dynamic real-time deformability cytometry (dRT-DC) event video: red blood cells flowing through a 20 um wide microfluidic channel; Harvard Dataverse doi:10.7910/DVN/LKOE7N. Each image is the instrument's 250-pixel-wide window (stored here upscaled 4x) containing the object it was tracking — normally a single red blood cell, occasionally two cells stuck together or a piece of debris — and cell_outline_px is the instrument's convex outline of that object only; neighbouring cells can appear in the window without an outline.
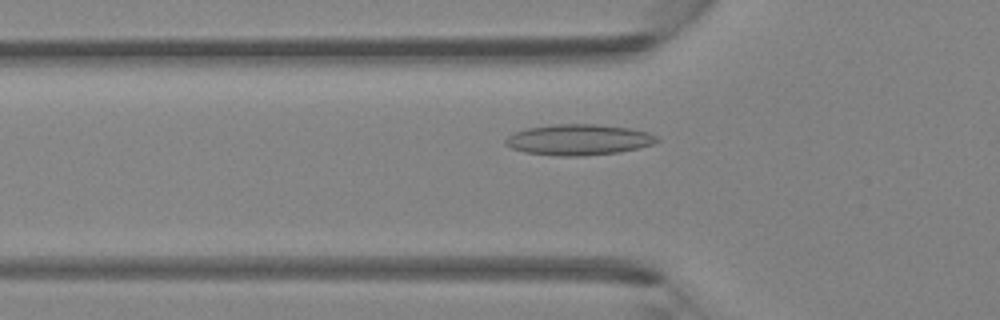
{"species": "Egyptian fruit bat (a non-hibernating species)", "species_latin": "Rousettus aegyptiacus", "temperature_condition": "room temperature", "stored_images_in_passage": 46, "camera_frame_rate_fps": 3000, "um_per_image_px": 0.085, "animal": {"sex": "female"}, "frame": {"image": 1, "passage_image": 16, "time_ms": 5.0, "image_size_px": [1000, 320], "cell_outline_px": [[660, 140], [652, 144], [620, 152], [580, 156], [560, 156], [524, 152], [512, 148], [504, 144], [504, 140], [508, 136], [516, 132], [528, 128], [556, 124], [596, 124], [628, 128], [648, 132], [656, 136]], "centroid_in_image_um": [49.17, 11.88], "position_along_channel_um": 76.6, "area_um2": 26.99}}
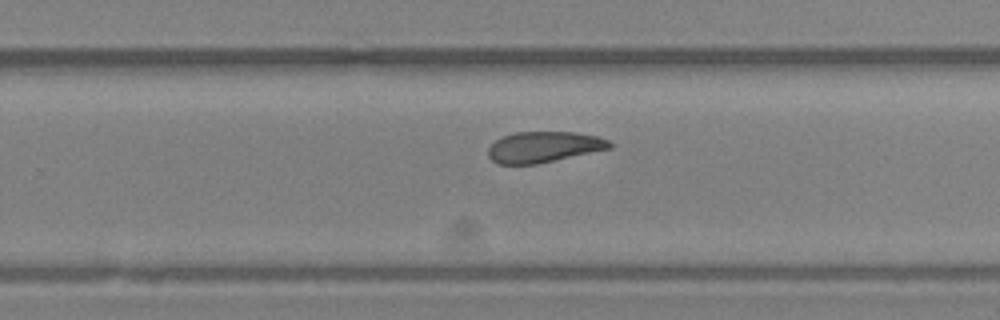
{"frame": {"image": 2, "passage_image": 30, "time_ms": 9.667, "image_size_px": [1000, 320], "cell_outline_px": [[612, 148], [536, 164], [496, 164], [488, 156], [488, 148], [496, 140], [504, 136], [516, 132], [576, 132], [596, 136], [608, 140], [612, 144]], "centroid_in_image_um": [46.21, 12.49], "position_along_channel_um": 283.6, "area_um2": 21.73}}
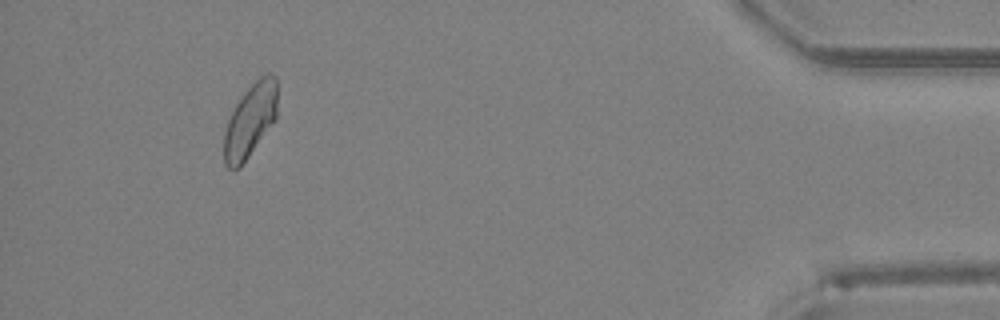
{"frame": {"image": 3, "passage_image": 43, "time_ms": 14.0, "image_size_px": [1000, 320], "cell_outline_px": [[276, 120], [240, 168], [228, 168], [224, 164], [224, 132], [228, 120], [236, 104], [244, 92], [260, 76], [268, 72], [272, 72], [276, 76]], "centroid_in_image_um": [21.27, 10.24], "position_along_channel_um": 413.9, "area_um2": 22.83}}